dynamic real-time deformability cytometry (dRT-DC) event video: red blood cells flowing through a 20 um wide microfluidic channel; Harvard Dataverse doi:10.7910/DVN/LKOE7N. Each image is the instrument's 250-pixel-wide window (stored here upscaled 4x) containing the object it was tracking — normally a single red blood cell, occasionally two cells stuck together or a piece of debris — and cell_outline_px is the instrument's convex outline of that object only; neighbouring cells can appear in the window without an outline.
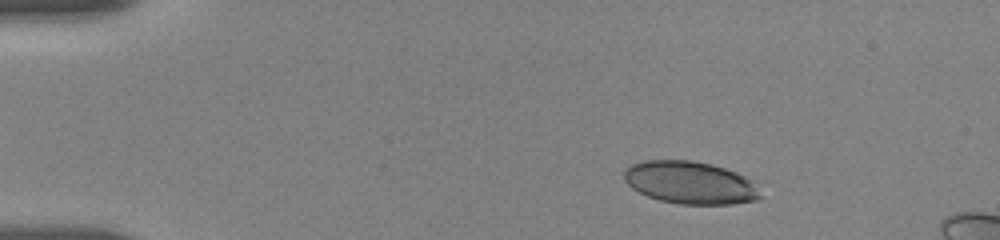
{"species": "human", "species_latin": "Homo sapiens", "temperature_condition": "room temperature", "stored_images_in_passage": 5, "camera_frame_rate_fps": 3000, "um_per_image_px": 0.085, "donor": {"sex": "female"}, "frame": {"image": 1, "passage_image": 1, "time_ms": 0.0, "image_size_px": [1000, 240], "cell_outline_px": [[764, 196], [756, 200], [732, 204], [680, 204], [660, 200], [648, 196], [632, 188], [624, 180], [624, 168], [632, 164], [644, 160], [692, 160], [712, 164], [736, 172], [752, 180]], "centroid_in_image_um": [58.68, 15.52], "position_along_channel_um": 26.3, "area_um2": 33.99}}
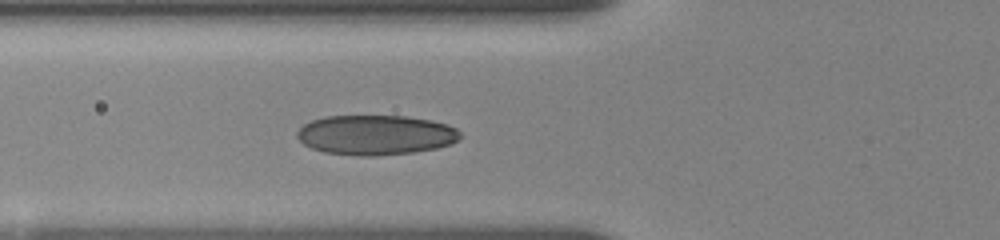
{"frame": {"image": 2, "passage_image": 5, "time_ms": 4.0, "image_size_px": [1000, 240], "cell_outline_px": [[464, 136], [460, 140], [452, 144], [436, 148], [412, 152], [376, 156], [360, 156], [324, 152], [312, 148], [304, 144], [296, 136], [296, 132], [304, 124], [312, 120], [324, 116], [408, 116], [432, 120], [448, 124], [456, 128]], "centroid_in_image_um": [31.97, 11.47], "position_along_channel_um": 93.8, "area_um2": 38.21}}